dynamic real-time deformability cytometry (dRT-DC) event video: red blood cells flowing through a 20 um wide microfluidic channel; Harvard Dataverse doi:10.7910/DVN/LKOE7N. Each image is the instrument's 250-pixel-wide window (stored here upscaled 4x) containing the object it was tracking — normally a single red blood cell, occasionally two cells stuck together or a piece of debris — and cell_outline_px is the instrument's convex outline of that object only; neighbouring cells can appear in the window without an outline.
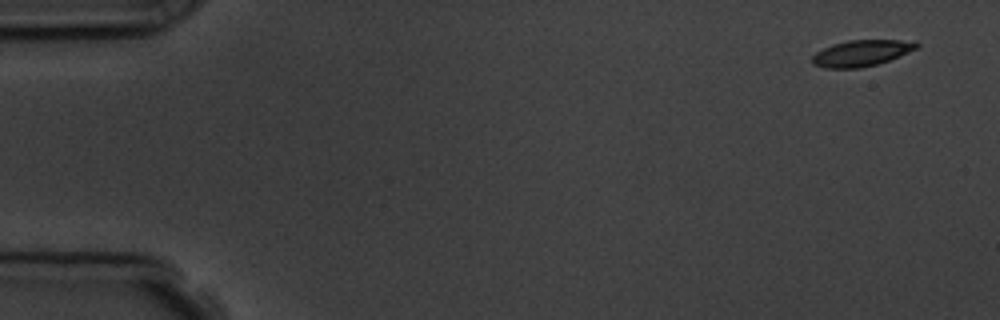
{"species": "common noctule bat (a hibernating species)", "species_latin": "Nyctalus noctula", "temperature_condition": "room temperature", "stored_images_in_passage": 4, "camera_frame_rate_fps": 3000, "um_per_image_px": 0.085, "animal": {"sex": "male", "body_mass_g": 19.5, "forearm_length_mm": 54.6}, "frame": {"image": 1, "passage_image": 1, "time_ms": 0.0, "image_size_px": [1000, 320], "cell_outline_px": [[920, 44], [916, 48], [888, 60], [876, 64], [860, 68], [824, 68], [812, 64], [812, 56], [816, 52], [832, 44], [848, 40], [916, 40]], "centroid_in_image_um": [73.2, 4.5], "position_along_channel_um": 11.8, "area_um2": 15.84}}